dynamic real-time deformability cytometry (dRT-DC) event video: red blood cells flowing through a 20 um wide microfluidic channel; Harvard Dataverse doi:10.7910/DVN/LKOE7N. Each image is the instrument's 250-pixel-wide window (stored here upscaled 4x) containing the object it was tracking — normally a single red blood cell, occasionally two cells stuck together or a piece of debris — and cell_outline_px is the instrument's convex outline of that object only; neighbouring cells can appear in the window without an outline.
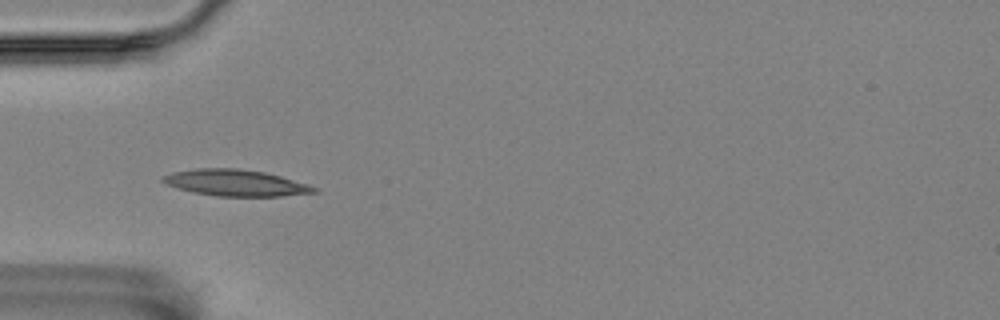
{"species": "Egyptian fruit bat (a non-hibernating species)", "species_latin": "Rousettus aegyptiacus", "temperature_condition": "room temperature", "stored_images_in_passage": 22, "camera_frame_rate_fps": 3000, "um_per_image_px": 0.085, "animal": {"sex": "female"}, "frame": {"image": 1, "passage_image": 1, "time_ms": 0.0, "image_size_px": [1000, 320], "cell_outline_px": [[320, 192], [280, 196], [216, 196], [192, 192], [168, 184], [160, 180], [160, 176], [172, 172], [196, 168], [236, 168], [264, 172], [280, 176], [308, 184], [320, 188]], "centroid_in_image_um": [20.05, 15.54], "position_along_channel_um": 65.0, "area_um2": 23.29}}
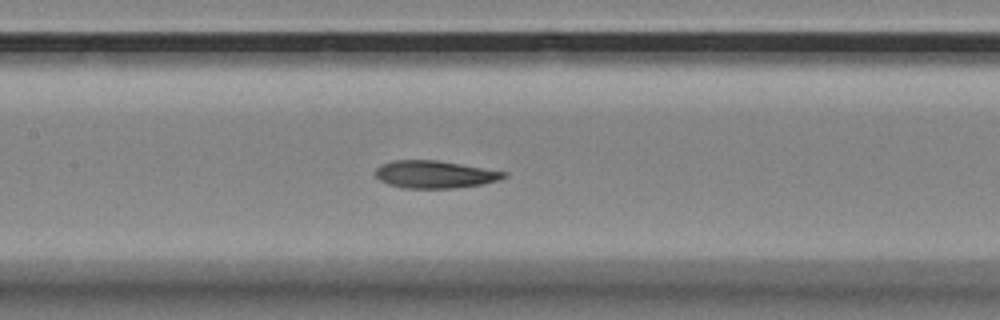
{"frame": {"image": 2, "passage_image": 10, "time_ms": 3.0, "image_size_px": [1000, 320], "cell_outline_px": [[508, 176], [500, 180], [480, 184], [456, 188], [404, 188], [388, 184], [380, 180], [376, 176], [376, 168], [380, 164], [392, 160], [436, 160], [508, 172]], "centroid_in_image_um": [36.96, 14.82], "position_along_channel_um": 170.4, "area_um2": 20.58}}
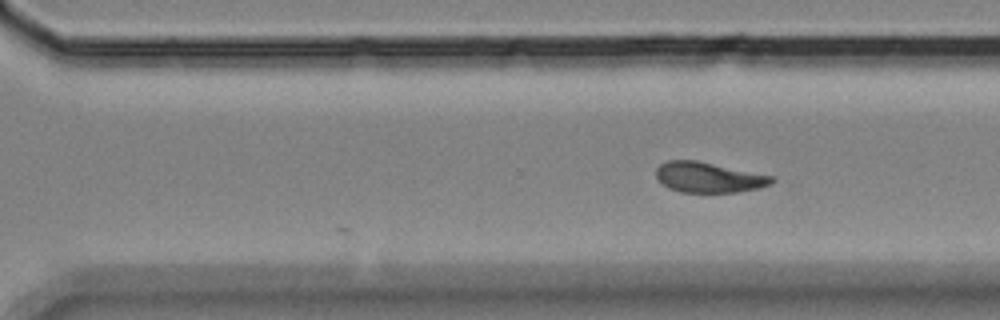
{"frame": {"image": 3, "passage_image": 22, "time_ms": 7.0, "image_size_px": [1000, 320], "cell_outline_px": [[776, 180], [772, 184], [760, 188], [736, 192], [680, 192], [668, 188], [656, 176], [656, 168], [660, 164], [668, 160], [696, 160], [772, 176]], "centroid_in_image_um": [60.24, 15.08], "position_along_channel_um": 310.4, "area_um2": 20.35}}